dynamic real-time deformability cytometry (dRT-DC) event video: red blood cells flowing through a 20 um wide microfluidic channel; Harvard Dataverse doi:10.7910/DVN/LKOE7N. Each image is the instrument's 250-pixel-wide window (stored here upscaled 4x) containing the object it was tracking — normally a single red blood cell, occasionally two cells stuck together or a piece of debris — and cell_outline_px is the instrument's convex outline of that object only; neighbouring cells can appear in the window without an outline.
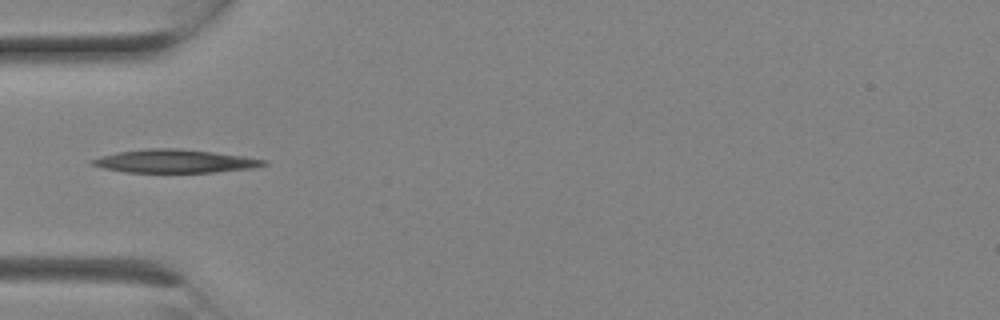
{"species": "Egyptian fruit bat (a non-hibernating species)", "species_latin": "Rousettus aegyptiacus", "temperature_condition": "room temperature", "stored_images_in_passage": 2, "camera_frame_rate_fps": 3000, "um_per_image_px": 0.085, "animal": {"sex": "female"}, "frame": {"image": 1, "passage_image": 2, "time_ms": 0.333, "image_size_px": [1000, 320], "cell_outline_px": [[268, 164], [252, 168], [216, 172], [124, 172], [104, 168], [92, 164], [88, 160], [100, 156], [116, 152], [148, 148], [180, 148], [244, 156], [268, 160]], "centroid_in_image_um": [14.85, 13.69], "position_along_channel_um": 70.1, "area_um2": 23.29}}